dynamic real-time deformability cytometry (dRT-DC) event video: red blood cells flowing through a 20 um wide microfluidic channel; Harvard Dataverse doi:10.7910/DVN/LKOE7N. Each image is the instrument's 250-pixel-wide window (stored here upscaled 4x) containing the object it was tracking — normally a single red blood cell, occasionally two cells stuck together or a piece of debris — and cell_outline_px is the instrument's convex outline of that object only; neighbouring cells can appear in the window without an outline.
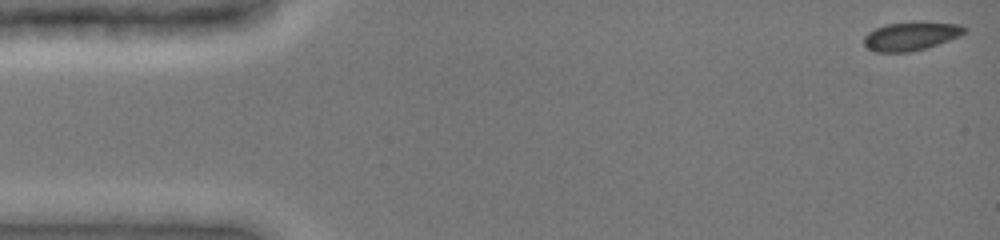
{"species": "common noctule bat (a hibernating species)", "species_latin": "Nyctalus noctula", "temperature_condition": "cold", "stored_images_in_passage": 28, "camera_frame_rate_fps": 3000, "um_per_image_px": 0.085, "animal": {"sex": "female", "body_mass_g": 19.0, "forearm_length_mm": 51.5}, "frame": {"image": 1, "passage_image": 1, "time_ms": 0.0, "image_size_px": [1000, 240], "cell_outline_px": [[964, 32], [960, 36], [912, 52], [876, 52], [868, 48], [864, 44], [864, 36], [868, 32], [884, 24], [916, 20], [960, 24], [964, 28]], "centroid_in_image_um": [77.4, 3.04], "position_along_channel_um": 7.6, "area_um2": 16.94}}
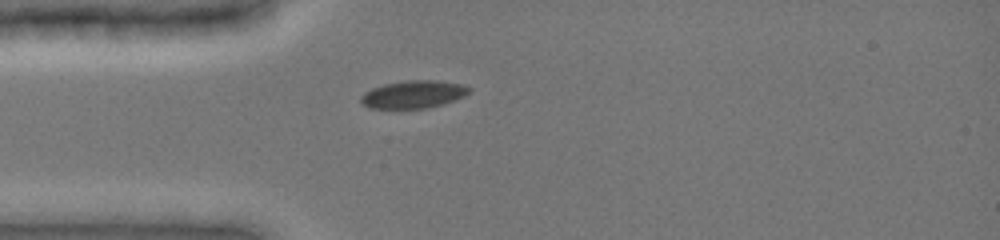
{"frame": {"image": 2, "passage_image": 20, "time_ms": 4.0, "image_size_px": [1000, 240], "cell_outline_px": [[472, 88], [464, 96], [444, 104], [428, 108], [368, 108], [360, 104], [360, 96], [364, 92], [372, 88], [384, 84], [408, 80], [436, 80], [460, 84]], "centroid_in_image_um": [35.1, 8.02], "position_along_channel_um": 49.9, "area_um2": 17.51}}
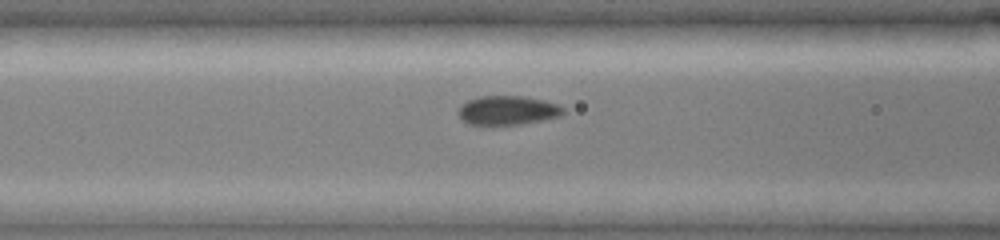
{"frame": {"image": 3, "passage_image": 26, "time_ms": 6.0, "image_size_px": [1000, 240], "cell_outline_px": [[564, 112], [560, 116], [544, 120], [520, 124], [484, 128], [468, 124], [456, 112], [468, 100], [480, 96], [524, 96], [544, 100], [556, 104], [564, 108]], "centroid_in_image_um": [43.11, 9.42], "position_along_channel_um": 123.5, "area_um2": 18.32}}